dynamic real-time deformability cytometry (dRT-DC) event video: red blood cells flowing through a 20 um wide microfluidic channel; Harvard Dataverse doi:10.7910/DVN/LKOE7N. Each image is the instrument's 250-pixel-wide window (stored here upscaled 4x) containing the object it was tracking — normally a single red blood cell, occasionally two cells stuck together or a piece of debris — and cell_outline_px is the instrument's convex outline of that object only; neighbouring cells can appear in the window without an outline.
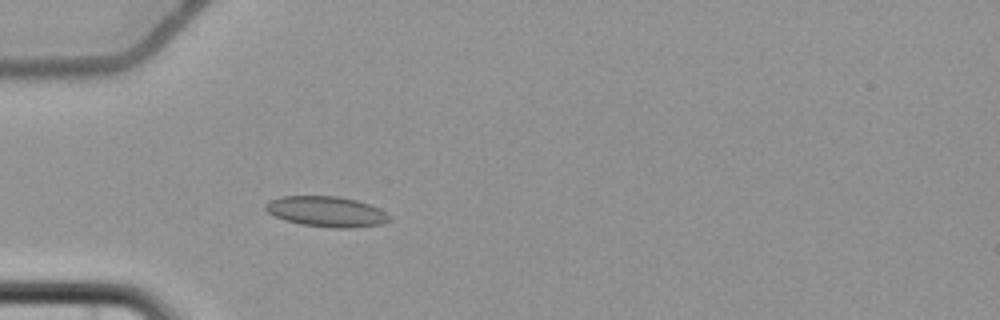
{"species": "common noctule bat (a hibernating species)", "species_latin": "Nyctalus noctula", "temperature_condition": "cold", "stored_images_in_passage": 1, "camera_frame_rate_fps": 3000, "um_per_image_px": 0.085, "animal": {"sex": "female", "body_mass_g": 22.7, "forearm_length_mm": 54.2}, "frame": {"image": 1, "passage_image": 1, "time_ms": 0.0, "image_size_px": [1000, 320], "cell_outline_px": [[388, 220], [384, 224], [352, 228], [336, 228], [300, 224], [284, 220], [268, 212], [264, 208], [264, 204], [268, 200], [280, 196], [340, 196], [356, 200], [380, 208], [388, 216]], "centroid_in_image_um": [27.71, 17.98], "position_along_channel_um": 57.3, "area_um2": 22.02}}